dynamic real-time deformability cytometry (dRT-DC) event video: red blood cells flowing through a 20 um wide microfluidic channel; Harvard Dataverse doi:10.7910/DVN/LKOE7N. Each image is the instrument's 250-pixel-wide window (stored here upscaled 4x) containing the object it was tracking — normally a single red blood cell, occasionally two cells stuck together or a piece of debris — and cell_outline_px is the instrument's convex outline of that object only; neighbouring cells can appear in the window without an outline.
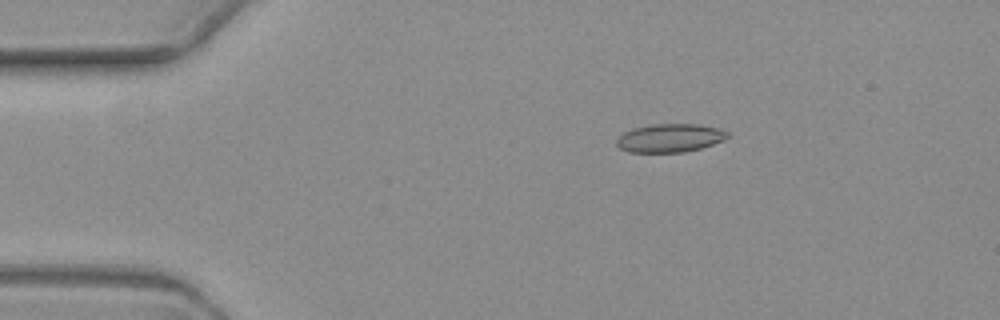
{"species": "common noctule bat (a hibernating species)", "species_latin": "Nyctalus noctula", "temperature_condition": "warm", "stored_images_in_passage": 3, "camera_frame_rate_fps": 3000, "um_per_image_px": 0.085, "animal": {"sex": "female", "body_mass_g": 19.3, "forearm_length_mm": 54.1}, "frame": {"image": 1, "passage_image": 1, "time_ms": 0.0, "image_size_px": [1000, 320], "cell_outline_px": [[728, 136], [724, 140], [700, 148], [684, 152], [628, 152], [620, 148], [616, 144], [616, 140], [624, 132], [632, 128], [652, 124], [696, 124], [720, 128], [728, 132]], "centroid_in_image_um": [56.93, 11.72], "position_along_channel_um": 28.1, "area_um2": 18.32}}